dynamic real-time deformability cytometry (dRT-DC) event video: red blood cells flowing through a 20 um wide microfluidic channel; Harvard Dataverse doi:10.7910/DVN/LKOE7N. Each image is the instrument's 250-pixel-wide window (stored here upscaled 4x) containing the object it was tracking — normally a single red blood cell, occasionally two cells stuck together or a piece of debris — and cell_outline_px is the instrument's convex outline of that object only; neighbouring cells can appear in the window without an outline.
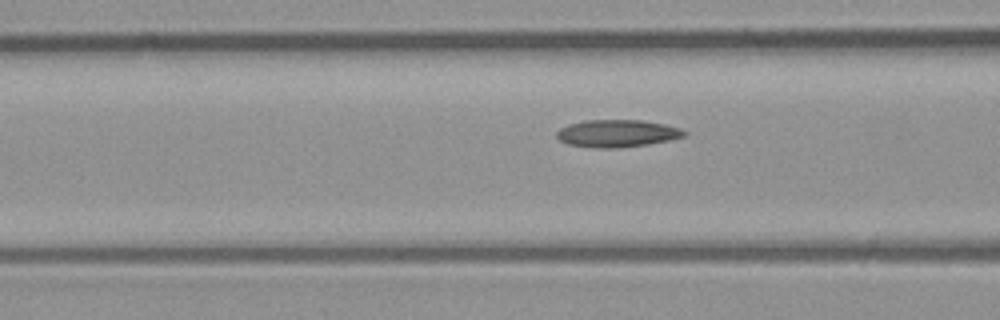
{"species": "common noctule bat (a hibernating species)", "species_latin": "Nyctalus noctula", "temperature_condition": "room temperature", "stored_images_in_passage": 7, "segment_of_instrument_passage": [2, 2], "camera_frame_rate_fps": 3000, "um_per_image_px": 0.085, "animal": {"sex": "male", "body_mass_g": 23.1, "forearm_length_mm": 52.7}, "frame": {"image": 1, "passage_image": 7, "time_ms": 2.0, "image_size_px": [1000, 320], "cell_outline_px": [[688, 132], [684, 136], [668, 140], [648, 144], [616, 148], [596, 148], [568, 144], [560, 140], [556, 136], [556, 132], [560, 128], [568, 124], [584, 120], [640, 120], [664, 124], [680, 128]], "centroid_in_image_um": [52.43, 11.33], "position_along_channel_um": 114.2, "area_um2": 20.29}}